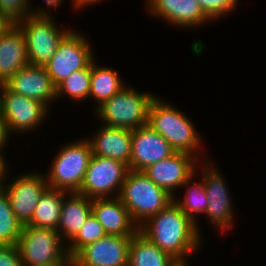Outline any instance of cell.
Instances as JSON below:
<instances>
[{"label": "cell", "mask_w": 266, "mask_h": 266, "mask_svg": "<svg viewBox=\"0 0 266 266\" xmlns=\"http://www.w3.org/2000/svg\"><path fill=\"white\" fill-rule=\"evenodd\" d=\"M139 232L176 260H188L203 245L196 224L174 201L140 225Z\"/></svg>", "instance_id": "6da1fadb"}, {"label": "cell", "mask_w": 266, "mask_h": 266, "mask_svg": "<svg viewBox=\"0 0 266 266\" xmlns=\"http://www.w3.org/2000/svg\"><path fill=\"white\" fill-rule=\"evenodd\" d=\"M148 126L159 133L175 152L192 154L199 161L207 160L204 158L205 153L203 156L201 155L203 152L201 147L204 146L203 140L193 121L185 112L179 110L172 103L166 102L160 96H156L151 103Z\"/></svg>", "instance_id": "7a4b0ae2"}, {"label": "cell", "mask_w": 266, "mask_h": 266, "mask_svg": "<svg viewBox=\"0 0 266 266\" xmlns=\"http://www.w3.org/2000/svg\"><path fill=\"white\" fill-rule=\"evenodd\" d=\"M156 96L125 86L93 112L103 125L136 130L148 125L149 108Z\"/></svg>", "instance_id": "3957f363"}, {"label": "cell", "mask_w": 266, "mask_h": 266, "mask_svg": "<svg viewBox=\"0 0 266 266\" xmlns=\"http://www.w3.org/2000/svg\"><path fill=\"white\" fill-rule=\"evenodd\" d=\"M118 197L138 226L163 210L174 199L142 171L132 170L126 175Z\"/></svg>", "instance_id": "277c9868"}, {"label": "cell", "mask_w": 266, "mask_h": 266, "mask_svg": "<svg viewBox=\"0 0 266 266\" xmlns=\"http://www.w3.org/2000/svg\"><path fill=\"white\" fill-rule=\"evenodd\" d=\"M17 246L23 266H71L67 244L55 229L25 224Z\"/></svg>", "instance_id": "5b68a950"}, {"label": "cell", "mask_w": 266, "mask_h": 266, "mask_svg": "<svg viewBox=\"0 0 266 266\" xmlns=\"http://www.w3.org/2000/svg\"><path fill=\"white\" fill-rule=\"evenodd\" d=\"M64 145L52 159L48 173L44 174L49 188L79 192L93 155L91 144L85 138Z\"/></svg>", "instance_id": "8992f818"}, {"label": "cell", "mask_w": 266, "mask_h": 266, "mask_svg": "<svg viewBox=\"0 0 266 266\" xmlns=\"http://www.w3.org/2000/svg\"><path fill=\"white\" fill-rule=\"evenodd\" d=\"M198 166V167H197ZM195 174L201 175V180L205 185V191L208 199V205L205 210V216L212 227L225 235L236 221L235 210L233 208V199L228 188L227 181L223 173L215 167L210 160L199 161L197 163ZM199 168V169H198ZM200 171V174H199ZM232 227V228H231Z\"/></svg>", "instance_id": "52a82bcc"}, {"label": "cell", "mask_w": 266, "mask_h": 266, "mask_svg": "<svg viewBox=\"0 0 266 266\" xmlns=\"http://www.w3.org/2000/svg\"><path fill=\"white\" fill-rule=\"evenodd\" d=\"M54 19L52 15H32L16 24L24 36L30 65L45 66L73 30L60 28Z\"/></svg>", "instance_id": "ba28073f"}, {"label": "cell", "mask_w": 266, "mask_h": 266, "mask_svg": "<svg viewBox=\"0 0 266 266\" xmlns=\"http://www.w3.org/2000/svg\"><path fill=\"white\" fill-rule=\"evenodd\" d=\"M0 101V115L10 136H13V133L23 135L38 131L42 123L49 119L50 110L43 103L16 94L4 84L0 87Z\"/></svg>", "instance_id": "9c48e42d"}, {"label": "cell", "mask_w": 266, "mask_h": 266, "mask_svg": "<svg viewBox=\"0 0 266 266\" xmlns=\"http://www.w3.org/2000/svg\"><path fill=\"white\" fill-rule=\"evenodd\" d=\"M75 30L74 28L61 41L56 53L45 65L55 87L72 72L86 68L96 58L89 38Z\"/></svg>", "instance_id": "30bf717a"}, {"label": "cell", "mask_w": 266, "mask_h": 266, "mask_svg": "<svg viewBox=\"0 0 266 266\" xmlns=\"http://www.w3.org/2000/svg\"><path fill=\"white\" fill-rule=\"evenodd\" d=\"M128 172L120 161L92 155L78 193L90 199L118 197Z\"/></svg>", "instance_id": "8fae6325"}, {"label": "cell", "mask_w": 266, "mask_h": 266, "mask_svg": "<svg viewBox=\"0 0 266 266\" xmlns=\"http://www.w3.org/2000/svg\"><path fill=\"white\" fill-rule=\"evenodd\" d=\"M17 174L6 182L3 191L8 196L11 208L22 225L27 224L43 193L49 188L46 176L38 170ZM9 183V184H8Z\"/></svg>", "instance_id": "7c38bea8"}, {"label": "cell", "mask_w": 266, "mask_h": 266, "mask_svg": "<svg viewBox=\"0 0 266 266\" xmlns=\"http://www.w3.org/2000/svg\"><path fill=\"white\" fill-rule=\"evenodd\" d=\"M132 236L106 235L81 248L71 266H128Z\"/></svg>", "instance_id": "4fadbf2b"}, {"label": "cell", "mask_w": 266, "mask_h": 266, "mask_svg": "<svg viewBox=\"0 0 266 266\" xmlns=\"http://www.w3.org/2000/svg\"><path fill=\"white\" fill-rule=\"evenodd\" d=\"M199 160L186 152H175L170 157L149 165L142 172L156 185L175 197L178 189L195 174ZM177 192V193H176Z\"/></svg>", "instance_id": "5bb4252c"}, {"label": "cell", "mask_w": 266, "mask_h": 266, "mask_svg": "<svg viewBox=\"0 0 266 266\" xmlns=\"http://www.w3.org/2000/svg\"><path fill=\"white\" fill-rule=\"evenodd\" d=\"M144 4L146 13L179 29L194 30L211 22L196 0H144Z\"/></svg>", "instance_id": "9a60e30c"}, {"label": "cell", "mask_w": 266, "mask_h": 266, "mask_svg": "<svg viewBox=\"0 0 266 266\" xmlns=\"http://www.w3.org/2000/svg\"><path fill=\"white\" fill-rule=\"evenodd\" d=\"M10 91L43 103L49 110L56 101V87L45 66L26 65L5 84Z\"/></svg>", "instance_id": "2e32d148"}, {"label": "cell", "mask_w": 266, "mask_h": 266, "mask_svg": "<svg viewBox=\"0 0 266 266\" xmlns=\"http://www.w3.org/2000/svg\"><path fill=\"white\" fill-rule=\"evenodd\" d=\"M175 150L150 126L132 130L130 170L143 171L149 165L170 157Z\"/></svg>", "instance_id": "e0dca14e"}, {"label": "cell", "mask_w": 266, "mask_h": 266, "mask_svg": "<svg viewBox=\"0 0 266 266\" xmlns=\"http://www.w3.org/2000/svg\"><path fill=\"white\" fill-rule=\"evenodd\" d=\"M89 140L93 155L111 158L128 165L132 150V130L99 124Z\"/></svg>", "instance_id": "ac0fdd59"}, {"label": "cell", "mask_w": 266, "mask_h": 266, "mask_svg": "<svg viewBox=\"0 0 266 266\" xmlns=\"http://www.w3.org/2000/svg\"><path fill=\"white\" fill-rule=\"evenodd\" d=\"M24 36L16 24L0 28V84H5L17 71L28 65Z\"/></svg>", "instance_id": "d6986e66"}, {"label": "cell", "mask_w": 266, "mask_h": 266, "mask_svg": "<svg viewBox=\"0 0 266 266\" xmlns=\"http://www.w3.org/2000/svg\"><path fill=\"white\" fill-rule=\"evenodd\" d=\"M92 214L107 235L133 236L139 231L119 197L92 199Z\"/></svg>", "instance_id": "ffe728a7"}, {"label": "cell", "mask_w": 266, "mask_h": 266, "mask_svg": "<svg viewBox=\"0 0 266 266\" xmlns=\"http://www.w3.org/2000/svg\"><path fill=\"white\" fill-rule=\"evenodd\" d=\"M68 198V199H67ZM92 213V199L78 192L68 193L63 200L57 231L68 244Z\"/></svg>", "instance_id": "44dd1931"}, {"label": "cell", "mask_w": 266, "mask_h": 266, "mask_svg": "<svg viewBox=\"0 0 266 266\" xmlns=\"http://www.w3.org/2000/svg\"><path fill=\"white\" fill-rule=\"evenodd\" d=\"M96 59L92 61L89 94V100L91 98L94 99V104H96L93 110L127 85L116 69L109 66H100V64L97 65Z\"/></svg>", "instance_id": "7402d4cb"}, {"label": "cell", "mask_w": 266, "mask_h": 266, "mask_svg": "<svg viewBox=\"0 0 266 266\" xmlns=\"http://www.w3.org/2000/svg\"><path fill=\"white\" fill-rule=\"evenodd\" d=\"M176 261L139 231L129 245L128 266H171Z\"/></svg>", "instance_id": "603a6c76"}, {"label": "cell", "mask_w": 266, "mask_h": 266, "mask_svg": "<svg viewBox=\"0 0 266 266\" xmlns=\"http://www.w3.org/2000/svg\"><path fill=\"white\" fill-rule=\"evenodd\" d=\"M68 193L48 188L38 201L32 219L27 224L57 230L63 200Z\"/></svg>", "instance_id": "cb8c5ba5"}, {"label": "cell", "mask_w": 266, "mask_h": 266, "mask_svg": "<svg viewBox=\"0 0 266 266\" xmlns=\"http://www.w3.org/2000/svg\"><path fill=\"white\" fill-rule=\"evenodd\" d=\"M196 174L191 176L181 188H184L186 191L183 192L182 197H174L173 201L179 206L183 213L188 216L197 227V230L200 235L201 227L198 222V215L205 214L206 207L208 205V199L205 191V185L203 181L199 178L200 181H194ZM185 193V194H184Z\"/></svg>", "instance_id": "d4e9b609"}, {"label": "cell", "mask_w": 266, "mask_h": 266, "mask_svg": "<svg viewBox=\"0 0 266 266\" xmlns=\"http://www.w3.org/2000/svg\"><path fill=\"white\" fill-rule=\"evenodd\" d=\"M91 72L92 62L86 68L72 72L56 87V102L68 96L74 103L87 100L90 94Z\"/></svg>", "instance_id": "484cf974"}, {"label": "cell", "mask_w": 266, "mask_h": 266, "mask_svg": "<svg viewBox=\"0 0 266 266\" xmlns=\"http://www.w3.org/2000/svg\"><path fill=\"white\" fill-rule=\"evenodd\" d=\"M23 225L16 218L8 196L0 190V245H17Z\"/></svg>", "instance_id": "4316f807"}, {"label": "cell", "mask_w": 266, "mask_h": 266, "mask_svg": "<svg viewBox=\"0 0 266 266\" xmlns=\"http://www.w3.org/2000/svg\"><path fill=\"white\" fill-rule=\"evenodd\" d=\"M106 232L96 217L91 213L81 227L79 233L67 244V252L72 258L81 248L87 244L96 242L106 236Z\"/></svg>", "instance_id": "83f0119b"}, {"label": "cell", "mask_w": 266, "mask_h": 266, "mask_svg": "<svg viewBox=\"0 0 266 266\" xmlns=\"http://www.w3.org/2000/svg\"><path fill=\"white\" fill-rule=\"evenodd\" d=\"M30 0H0V20L4 24H17L32 16Z\"/></svg>", "instance_id": "f1b7e54d"}, {"label": "cell", "mask_w": 266, "mask_h": 266, "mask_svg": "<svg viewBox=\"0 0 266 266\" xmlns=\"http://www.w3.org/2000/svg\"><path fill=\"white\" fill-rule=\"evenodd\" d=\"M239 0H196L200 5L203 12L212 21H219L221 17L233 13L237 5L240 4Z\"/></svg>", "instance_id": "f546056e"}, {"label": "cell", "mask_w": 266, "mask_h": 266, "mask_svg": "<svg viewBox=\"0 0 266 266\" xmlns=\"http://www.w3.org/2000/svg\"><path fill=\"white\" fill-rule=\"evenodd\" d=\"M0 266H23L17 245H0Z\"/></svg>", "instance_id": "4dcf8cb0"}, {"label": "cell", "mask_w": 266, "mask_h": 266, "mask_svg": "<svg viewBox=\"0 0 266 266\" xmlns=\"http://www.w3.org/2000/svg\"><path fill=\"white\" fill-rule=\"evenodd\" d=\"M63 2H64V0H45L44 3H46L45 5L48 7V9H46L45 6H42V7L39 6L37 8L35 6L32 7L31 4H29V7H30L32 15H48V16H51V15H53V13L51 12V9L53 8L54 11L59 9L60 6L62 4H64Z\"/></svg>", "instance_id": "1f68e13d"}, {"label": "cell", "mask_w": 266, "mask_h": 266, "mask_svg": "<svg viewBox=\"0 0 266 266\" xmlns=\"http://www.w3.org/2000/svg\"><path fill=\"white\" fill-rule=\"evenodd\" d=\"M3 154L4 153H0V190H3V187L6 184L7 180L9 179V177H11L9 175L10 172L8 171L9 164L6 160V156Z\"/></svg>", "instance_id": "d6a6232c"}, {"label": "cell", "mask_w": 266, "mask_h": 266, "mask_svg": "<svg viewBox=\"0 0 266 266\" xmlns=\"http://www.w3.org/2000/svg\"><path fill=\"white\" fill-rule=\"evenodd\" d=\"M10 137L12 136L9 135L6 124L0 115V153H4L6 151L8 143H10Z\"/></svg>", "instance_id": "836d02e7"}, {"label": "cell", "mask_w": 266, "mask_h": 266, "mask_svg": "<svg viewBox=\"0 0 266 266\" xmlns=\"http://www.w3.org/2000/svg\"><path fill=\"white\" fill-rule=\"evenodd\" d=\"M71 1L73 2L72 7L75 8L73 9V11L79 10L81 12L82 9H86L84 7L89 8L90 5L92 6V4L96 3L98 4V2L101 3L103 0H71Z\"/></svg>", "instance_id": "e575fe53"}, {"label": "cell", "mask_w": 266, "mask_h": 266, "mask_svg": "<svg viewBox=\"0 0 266 266\" xmlns=\"http://www.w3.org/2000/svg\"><path fill=\"white\" fill-rule=\"evenodd\" d=\"M188 260H176L171 266H190Z\"/></svg>", "instance_id": "d590c367"}, {"label": "cell", "mask_w": 266, "mask_h": 266, "mask_svg": "<svg viewBox=\"0 0 266 266\" xmlns=\"http://www.w3.org/2000/svg\"><path fill=\"white\" fill-rule=\"evenodd\" d=\"M4 25V23L0 20V28Z\"/></svg>", "instance_id": "8d00e7d4"}]
</instances>
